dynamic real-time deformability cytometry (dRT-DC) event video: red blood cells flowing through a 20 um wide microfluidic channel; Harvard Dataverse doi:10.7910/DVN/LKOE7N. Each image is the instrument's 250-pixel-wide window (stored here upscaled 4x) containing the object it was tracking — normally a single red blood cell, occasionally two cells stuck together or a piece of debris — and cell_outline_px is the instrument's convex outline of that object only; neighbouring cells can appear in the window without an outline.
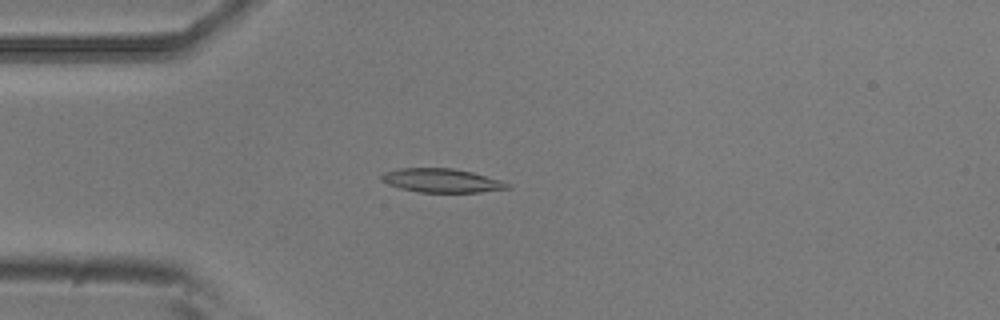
{"species": "common noctule bat (a hibernating species)", "species_latin": "Nyctalus noctula", "temperature_condition": "room temperature", "stored_images_in_passage": 5, "camera_frame_rate_fps": 3000, "um_per_image_px": 0.085, "animal": {"sex": "male", "body_mass_g": 20.5, "forearm_length_mm": 52.5}, "frame": {"image": 1, "passage_image": 4, "time_ms": 1.0, "image_size_px": [1000, 320], "cell_outline_px": [[512, 188], [480, 192], [420, 192], [400, 188], [388, 184], [380, 180], [380, 176], [384, 172], [400, 168], [452, 168], [472, 172], [500, 180], [512, 184]], "centroid_in_image_um": [37.55, 15.34], "position_along_channel_um": 47.4, "area_um2": 17.51}}